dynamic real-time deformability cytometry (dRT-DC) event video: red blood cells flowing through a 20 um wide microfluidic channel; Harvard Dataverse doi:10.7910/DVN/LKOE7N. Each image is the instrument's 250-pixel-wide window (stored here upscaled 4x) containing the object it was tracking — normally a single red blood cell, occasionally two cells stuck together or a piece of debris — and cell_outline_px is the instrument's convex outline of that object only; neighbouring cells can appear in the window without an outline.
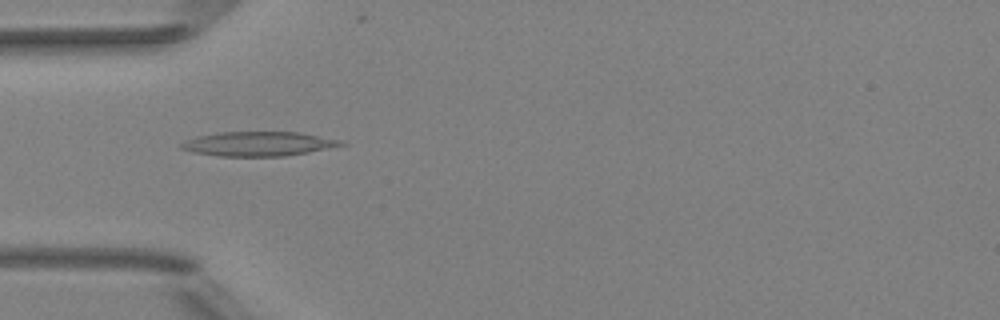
{"species": "Egyptian fruit bat (a non-hibernating species)", "species_latin": "Rousettus aegyptiacus", "temperature_condition": "room temperature", "stored_images_in_passage": 39, "camera_frame_rate_fps": 3000, "um_per_image_px": 0.085, "animal": {"sex": "female"}, "frame": {"image": 1, "passage_image": 3, "time_ms": 0.667, "image_size_px": [1000, 320], "cell_outline_px": [[348, 144], [308, 152], [284, 156], [220, 156], [192, 152], [180, 148], [180, 144], [196, 136], [220, 132], [296, 132], [344, 140]], "centroid_in_image_um": [21.98, 12.22], "position_along_channel_um": 63.0, "area_um2": 22.6}}
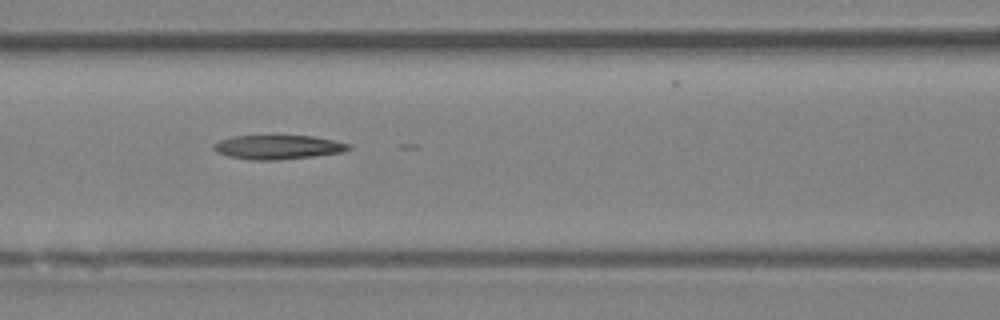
{"frame": {"image": 2, "passage_image": 9, "time_ms": 2.667, "image_size_px": [1000, 320], "cell_outline_px": [[352, 148], [340, 152], [312, 156], [276, 160], [252, 160], [228, 156], [212, 148], [212, 144], [220, 140], [232, 136], [312, 136], [352, 144]], "centroid_in_image_um": [23.61, 12.5], "position_along_channel_um": 143.0, "area_um2": 18.73}}
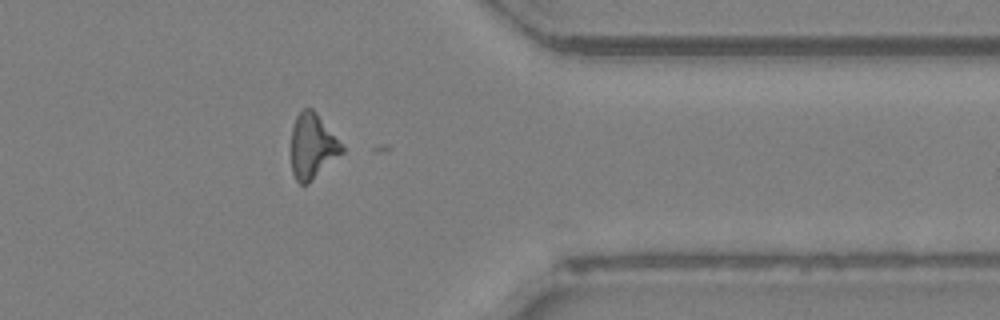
{"frame": {"image": 3, "passage_image": 28, "time_ms": 9.0, "image_size_px": [1000, 320], "cell_outline_px": [[344, 152], [308, 184], [300, 184], [296, 180], [292, 172], [292, 128], [296, 116], [304, 108], [312, 108], [316, 112], [344, 148]], "centroid_in_image_um": [26.55, 12.45], "position_along_channel_um": 384.9, "area_um2": 18.96}}